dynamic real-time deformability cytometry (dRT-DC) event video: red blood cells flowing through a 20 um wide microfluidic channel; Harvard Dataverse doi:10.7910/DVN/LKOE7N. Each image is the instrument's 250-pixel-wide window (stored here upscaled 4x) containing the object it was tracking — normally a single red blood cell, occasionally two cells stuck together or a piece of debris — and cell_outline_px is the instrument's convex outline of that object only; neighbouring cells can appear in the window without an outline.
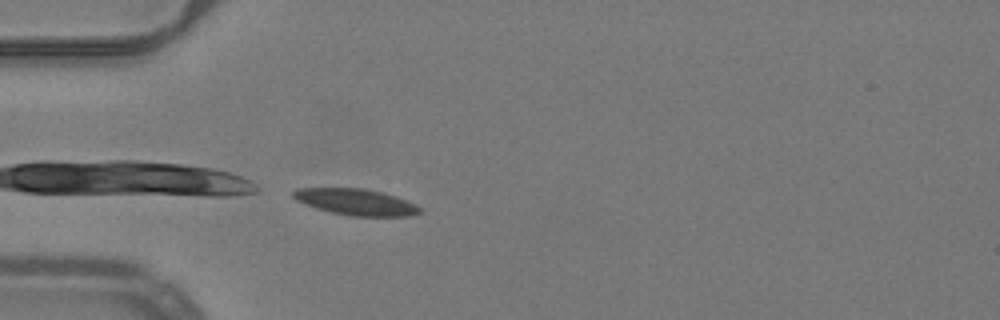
{"species": "common noctule bat (a hibernating species)", "species_latin": "Nyctalus noctula", "temperature_condition": "warm", "stored_images_in_passage": 37, "camera_frame_rate_fps": 3000, "um_per_image_px": 0.085, "animal": {"sex": "male", "body_mass_g": 19.2, "forearm_length_mm": 51.8}, "frame": {"image": 1, "passage_image": 1, "time_ms": 0.0, "image_size_px": [1000, 320], "cell_outline_px": [[424, 212], [412, 216], [348, 216], [316, 208], [304, 204], [296, 200], [292, 196], [292, 192], [296, 188], [364, 188], [396, 196], [416, 204], [424, 208]], "centroid_in_image_um": [30.3, 17.18], "position_along_channel_um": 54.7, "area_um2": 19.65}}
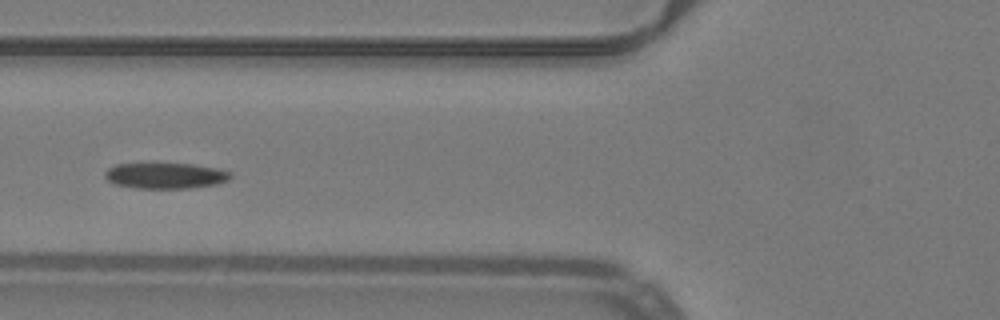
{"frame": {"image": 2, "passage_image": 6, "time_ms": 1.667, "image_size_px": [1000, 320], "cell_outline_px": [[232, 176], [228, 180], [216, 184], [188, 188], [136, 188], [116, 184], [108, 180], [104, 176], [104, 172], [108, 168], [116, 164], [156, 160], [192, 164], [216, 168], [228, 172]], "centroid_in_image_um": [13.98, 14.87], "position_along_channel_um": 111.8, "area_um2": 19.71}, "authors_computed_cell_mechanics": {"area_um2": 19.363, "velocity_mm_per_s": 3.9345, "shape_relaxation_time_tau1_ms": 9.4911, "shape_relaxation_time_tau2_ms": 3.5413, "deformation_change_tau1": 0.1548, "deformation_change_tau2": 0.0749}}